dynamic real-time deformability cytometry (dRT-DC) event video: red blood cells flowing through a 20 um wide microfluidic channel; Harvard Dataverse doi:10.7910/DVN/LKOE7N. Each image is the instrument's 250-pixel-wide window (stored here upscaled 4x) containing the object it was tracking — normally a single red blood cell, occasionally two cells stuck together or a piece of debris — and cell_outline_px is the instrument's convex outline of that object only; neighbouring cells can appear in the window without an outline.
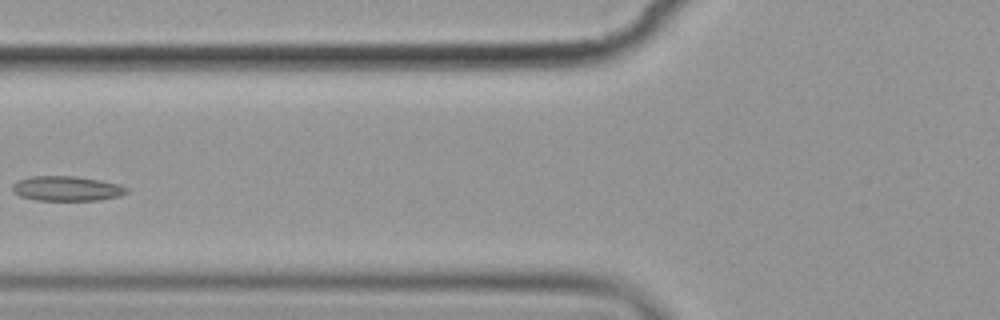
{"species": "common noctule bat (a hibernating species)", "species_latin": "Nyctalus noctula", "temperature_condition": "cold", "stored_images_in_passage": 4, "camera_frame_rate_fps": 3000, "um_per_image_px": 0.085, "animal": {"sex": "female", "body_mass_g": 19.9}, "frame": {"image": 1, "passage_image": 4, "time_ms": 3.667, "image_size_px": [1000, 320], "cell_outline_px": [[128, 192], [120, 196], [100, 200], [36, 200], [20, 196], [12, 192], [12, 184], [16, 180], [32, 176], [76, 176], [100, 180], [120, 184], [128, 188]], "centroid_in_image_um": [5.67, 16.02], "position_along_channel_um": 120.1, "area_um2": 16.7}}